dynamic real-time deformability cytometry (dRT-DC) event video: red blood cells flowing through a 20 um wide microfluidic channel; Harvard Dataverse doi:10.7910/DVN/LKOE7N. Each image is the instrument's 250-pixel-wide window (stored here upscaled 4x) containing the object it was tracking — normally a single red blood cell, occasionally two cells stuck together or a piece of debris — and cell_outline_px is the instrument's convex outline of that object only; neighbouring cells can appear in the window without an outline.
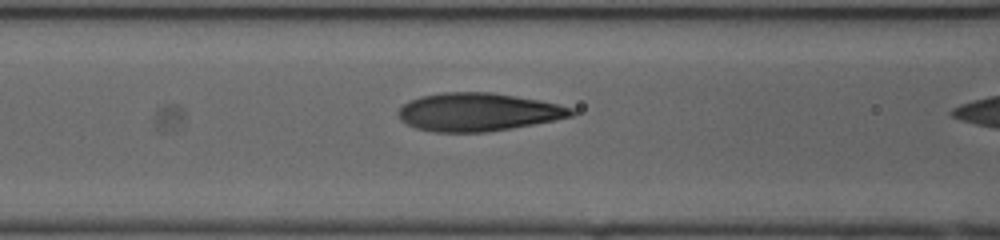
{"species": "human", "species_latin": "Homo sapiens", "temperature_condition": "cold", "stored_images_in_passage": 9, "camera_frame_rate_fps": 3000, "um_per_image_px": 0.085, "donor": {"sex": "female"}, "frame": {"image": 1, "passage_image": 7, "time_ms": 2.0, "image_size_px": [1000, 240], "cell_outline_px": [[576, 112], [572, 116], [556, 120], [484, 132], [432, 132], [416, 128], [400, 120], [396, 112], [404, 104], [420, 96], [444, 92], [488, 92], [540, 100], [572, 108]], "centroid_in_image_um": [40.6, 9.52], "position_along_channel_um": 126.0, "area_um2": 38.15}}